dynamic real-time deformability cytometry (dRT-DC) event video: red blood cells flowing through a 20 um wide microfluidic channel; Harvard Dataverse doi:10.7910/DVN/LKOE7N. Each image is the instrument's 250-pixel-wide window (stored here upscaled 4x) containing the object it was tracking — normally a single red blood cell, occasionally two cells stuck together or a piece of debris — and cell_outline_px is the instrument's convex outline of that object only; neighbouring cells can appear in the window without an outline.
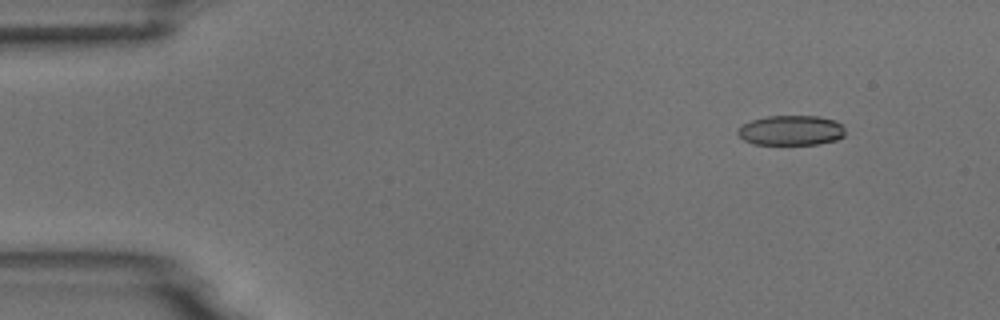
{"species": "common noctule bat (a hibernating species)", "species_latin": "Nyctalus noctula", "temperature_condition": "room temperature", "stored_images_in_passage": 4, "camera_frame_rate_fps": 3000, "um_per_image_px": 0.085, "animal": {"sex": "male", "body_mass_g": 18.8}, "frame": {"image": 1, "passage_image": 2, "time_ms": 1.0, "image_size_px": [1000, 320], "cell_outline_px": [[844, 136], [836, 140], [816, 144], [752, 144], [744, 140], [736, 132], [744, 124], [752, 120], [768, 116], [820, 116], [836, 120], [844, 128]], "centroid_in_image_um": [67.26, 11.08], "position_along_channel_um": 17.7, "area_um2": 18.67}}